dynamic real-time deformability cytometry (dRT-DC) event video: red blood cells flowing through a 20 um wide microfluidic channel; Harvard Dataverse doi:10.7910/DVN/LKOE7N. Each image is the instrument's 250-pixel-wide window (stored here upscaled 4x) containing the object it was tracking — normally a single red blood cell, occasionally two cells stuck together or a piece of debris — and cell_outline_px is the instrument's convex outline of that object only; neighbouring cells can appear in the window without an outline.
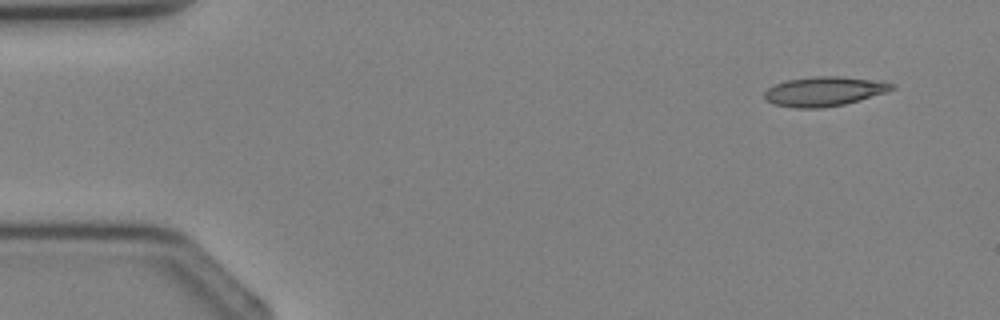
{"species": "Egyptian fruit bat (a non-hibernating species)", "species_latin": "Rousettus aegyptiacus", "temperature_condition": "cold", "stored_images_in_passage": 3, "camera_frame_rate_fps": 3000, "um_per_image_px": 0.085, "animal": {"sex": "female"}, "frame": {"image": 1, "passage_image": 1, "time_ms": 0.0, "image_size_px": [1000, 320], "cell_outline_px": [[896, 88], [888, 92], [860, 100], [844, 104], [820, 108], [796, 108], [776, 104], [764, 100], [764, 92], [768, 88], [784, 80], [816, 76], [840, 76], [880, 80], [896, 84]], "centroid_in_image_um": [70.1, 7.75], "position_along_channel_um": 14.9, "area_um2": 22.14}}
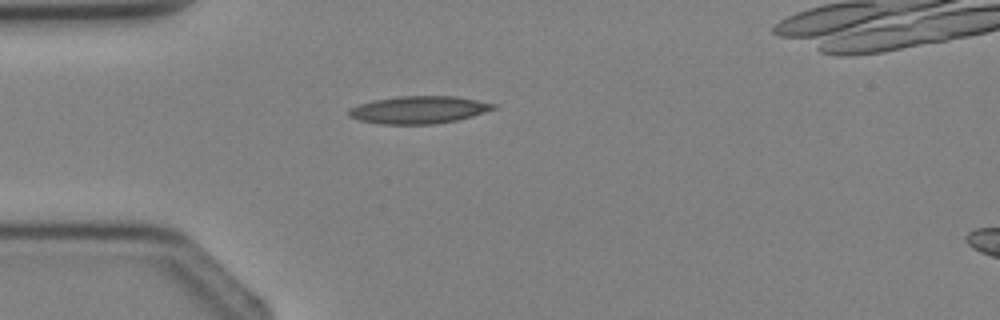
{"frame": {"image": 2, "passage_image": 3, "time_ms": 2.333, "image_size_px": [1000, 320], "cell_outline_px": [[496, 108], [472, 116], [456, 120], [432, 124], [380, 124], [360, 120], [348, 116], [348, 112], [352, 108], [360, 104], [376, 100], [396, 96], [456, 96], [496, 104]], "centroid_in_image_um": [35.6, 9.33], "position_along_channel_um": 49.4, "area_um2": 22.89}}